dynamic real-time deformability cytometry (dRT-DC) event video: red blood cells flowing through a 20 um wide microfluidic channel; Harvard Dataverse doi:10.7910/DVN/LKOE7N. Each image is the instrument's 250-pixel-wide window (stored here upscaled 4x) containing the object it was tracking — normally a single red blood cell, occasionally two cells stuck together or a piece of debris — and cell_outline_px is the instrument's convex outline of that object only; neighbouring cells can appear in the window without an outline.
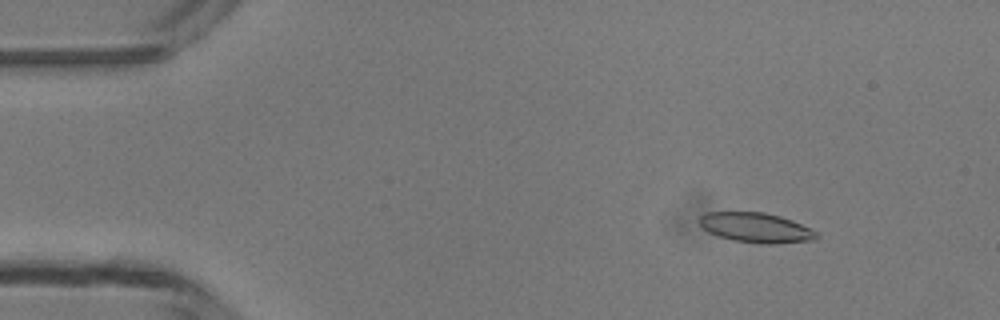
{"species": "common noctule bat (a hibernating species)", "species_latin": "Nyctalus noctula", "temperature_condition": "room temperature", "stored_images_in_passage": 47, "camera_frame_rate_fps": 3000, "um_per_image_px": 0.085, "animal": {"sex": "male", "body_mass_g": 13.3}, "frame": {"image": 1, "passage_image": 5, "time_ms": 1.333, "image_size_px": [1000, 320], "cell_outline_px": [[820, 236], [816, 240], [776, 244], [760, 244], [736, 240], [720, 236], [708, 232], [696, 220], [704, 212], [764, 212], [780, 216], [792, 220], [812, 228]], "centroid_in_image_um": [64.29, 19.35], "position_along_channel_um": 20.7, "area_um2": 20.58}}
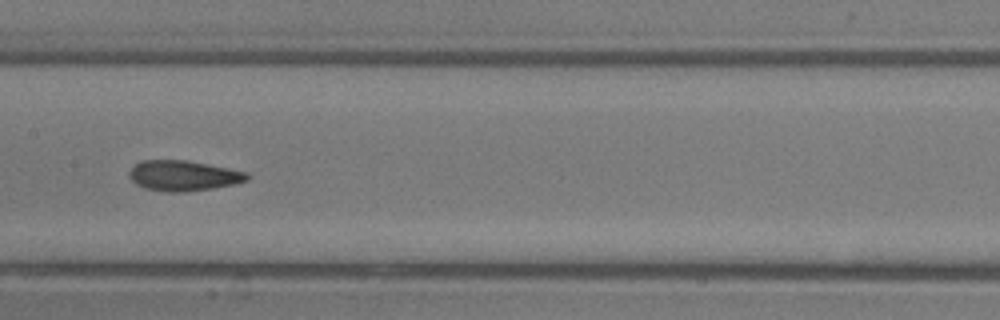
{"frame": {"image": 2, "passage_image": 23, "time_ms": 7.333, "image_size_px": [1000, 320], "cell_outline_px": [[248, 180], [236, 184], [212, 188], [180, 192], [168, 192], [144, 188], [136, 184], [128, 176], [128, 172], [140, 160], [188, 160], [248, 172]], "centroid_in_image_um": [15.58, 14.93], "position_along_channel_um": 191.8, "area_um2": 20.87}}
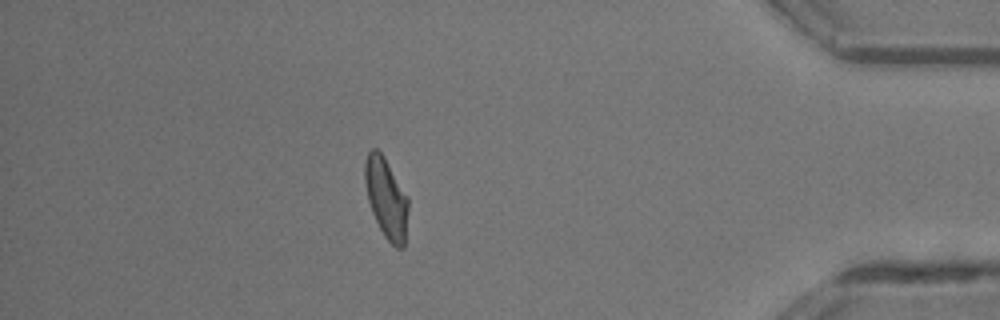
{"frame": {"image": 3, "passage_image": 41, "time_ms": 13.333, "image_size_px": [1000, 320], "cell_outline_px": [[408, 208], [404, 248], [396, 248], [384, 236], [372, 212], [368, 200], [364, 180], [364, 164], [368, 152], [372, 148], [376, 148], [384, 156], [408, 196]], "centroid_in_image_um": [32.83, 16.82], "position_along_channel_um": 402.4, "area_um2": 20.29}, "authors_computed_cell_mechanics": {"area_um2": 20.4034, "velocity_mm_per_s": 4.2667, "shape_relaxation_time_tau1_ms": 7.9119, "shape_relaxation_time_tau2_ms": 1.9151, "deformation_change_tau1": 0.204, "deformation_change_tau2": 0.0894}}